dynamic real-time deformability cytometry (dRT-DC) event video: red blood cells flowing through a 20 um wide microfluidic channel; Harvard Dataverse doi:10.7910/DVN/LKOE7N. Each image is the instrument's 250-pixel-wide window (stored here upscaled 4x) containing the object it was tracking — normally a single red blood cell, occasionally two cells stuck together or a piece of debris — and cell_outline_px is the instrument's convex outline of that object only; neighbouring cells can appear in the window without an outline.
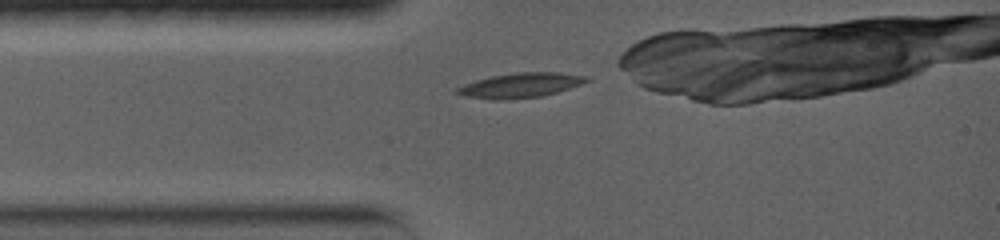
{"species": "common noctule bat (a hibernating species)", "species_latin": "Nyctalus noctula", "temperature_condition": "warm", "stored_images_in_passage": 3, "camera_frame_rate_fps": 5000, "um_per_image_px": 0.085, "animal": {"sex": "female", "body_mass_g": 19.0, "forearm_length_mm": 56.7}, "frame": {"image": 1, "passage_image": 1, "time_ms": 0.0, "image_size_px": [1000, 240], "cell_outline_px": [[592, 80], [556, 92], [540, 96], [504, 100], [496, 100], [464, 96], [452, 92], [456, 88], [464, 84], [488, 76], [516, 72], [560, 72], [588, 76]], "centroid_in_image_um": [44.2, 7.24], "position_along_channel_um": 40.8, "area_um2": 18.79}}